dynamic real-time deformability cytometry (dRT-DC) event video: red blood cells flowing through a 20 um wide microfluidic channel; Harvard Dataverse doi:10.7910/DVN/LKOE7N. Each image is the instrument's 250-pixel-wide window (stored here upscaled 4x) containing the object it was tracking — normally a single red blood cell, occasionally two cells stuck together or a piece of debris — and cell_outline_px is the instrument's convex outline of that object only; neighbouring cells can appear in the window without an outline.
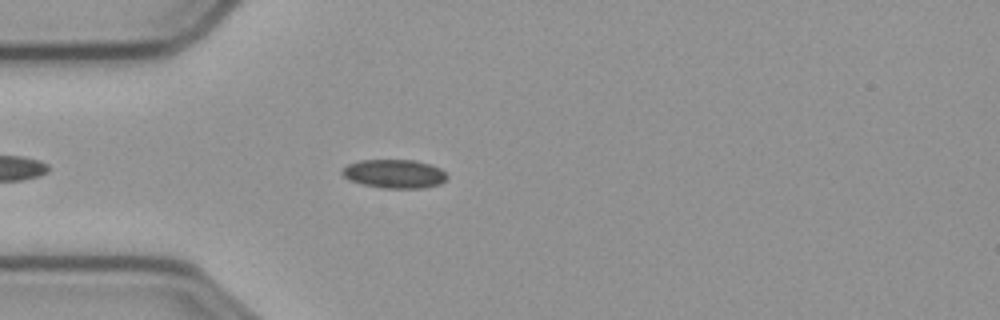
{"species": "common noctule bat (a hibernating species)", "species_latin": "Nyctalus noctula", "temperature_condition": "cold", "stored_images_in_passage": 29, "camera_frame_rate_fps": 3000, "um_per_image_px": 0.085, "animal": {"sex": "male", "body_mass_g": 23.1, "forearm_length_mm": 52.7}, "frame": {"image": 1, "passage_image": 8, "time_ms": 2.333, "image_size_px": [1000, 320], "cell_outline_px": [[448, 176], [440, 184], [424, 188], [384, 188], [364, 184], [348, 180], [340, 172], [348, 164], [360, 160], [416, 160], [432, 164], [440, 168]], "centroid_in_image_um": [33.54, 14.76], "position_along_channel_um": 51.5, "area_um2": 17.57}}
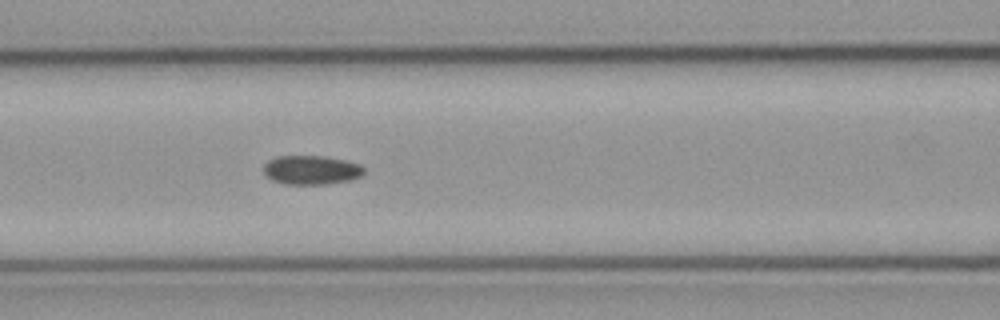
{"frame": {"image": 2, "passage_image": 16, "time_ms": 5.0, "image_size_px": [1000, 320], "cell_outline_px": [[364, 172], [360, 176], [348, 180], [328, 184], [284, 184], [272, 180], [264, 172], [264, 164], [268, 160], [276, 156], [324, 156], [344, 160], [360, 164], [364, 168]], "centroid_in_image_um": [26.44, 14.44], "position_along_channel_um": 140.2, "area_um2": 16.94}}
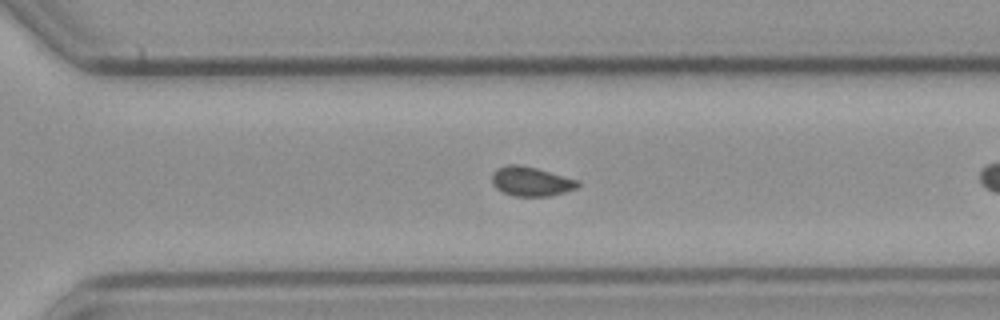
{"frame": {"image": 3, "passage_image": 28, "time_ms": 9.0, "image_size_px": [1000, 320], "cell_outline_px": [[580, 184], [576, 188], [552, 196], [512, 196], [496, 188], [492, 184], [492, 172], [496, 168], [508, 164], [520, 164], [536, 168], [580, 180]], "centroid_in_image_um": [45.13, 15.41], "position_along_channel_um": 325.5, "area_um2": 14.85}}